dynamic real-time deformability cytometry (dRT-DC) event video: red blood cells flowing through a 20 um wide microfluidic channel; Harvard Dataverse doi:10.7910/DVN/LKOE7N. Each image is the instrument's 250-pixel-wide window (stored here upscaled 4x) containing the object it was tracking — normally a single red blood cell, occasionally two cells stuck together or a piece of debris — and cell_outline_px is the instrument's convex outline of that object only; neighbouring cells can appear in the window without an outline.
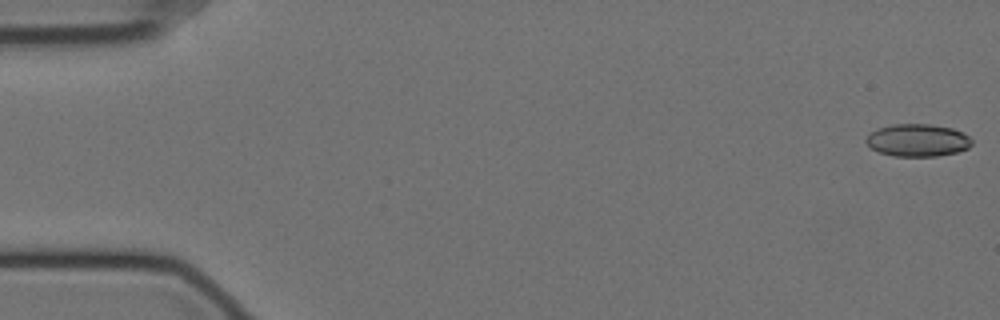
{"species": "Egyptian fruit bat (a non-hibernating species)", "species_latin": "Rousettus aegyptiacus", "temperature_condition": "cold", "stored_images_in_passage": 57, "camera_frame_rate_fps": 3000, "um_per_image_px": 0.085, "animal": {"sex": "female"}, "frame": {"image": 1, "passage_image": 1, "time_ms": 0.0, "image_size_px": [1000, 320], "cell_outline_px": [[972, 144], [968, 148], [956, 152], [936, 156], [892, 156], [880, 152], [872, 148], [864, 140], [876, 128], [892, 124], [928, 124], [952, 128], [968, 136], [972, 140]], "centroid_in_image_um": [77.98, 11.92], "position_along_channel_um": 7.0, "area_um2": 19.88}}
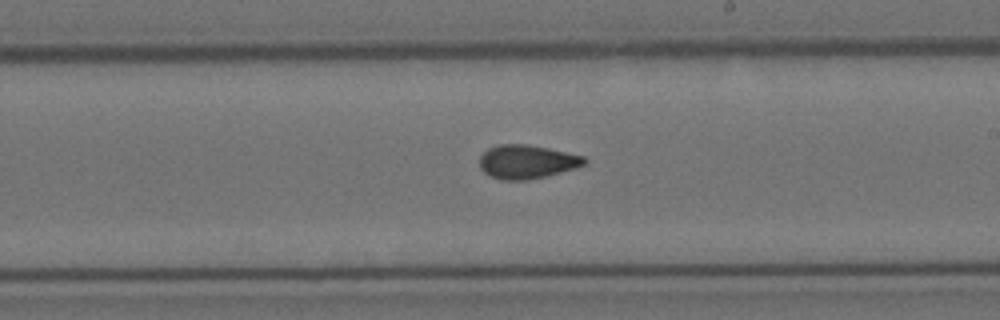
{"frame": {"image": 2, "passage_image": 33, "time_ms": 10.667, "image_size_px": [1000, 320], "cell_outline_px": [[588, 164], [576, 168], [528, 180], [500, 180], [484, 172], [480, 168], [480, 156], [488, 148], [500, 144], [528, 144], [548, 148], [584, 156], [588, 160]], "centroid_in_image_um": [44.8, 13.74], "position_along_channel_um": 244.2, "area_um2": 20.63}}
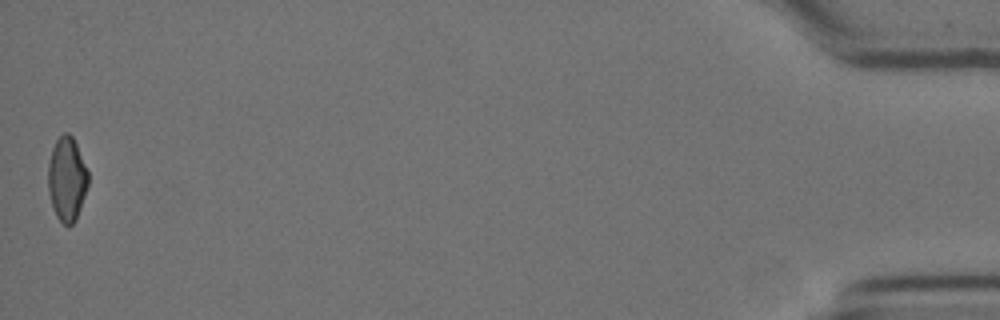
{"frame": {"image": 3, "passage_image": 57, "time_ms": 18.667, "image_size_px": [1000, 320], "cell_outline_px": [[88, 184], [76, 220], [68, 228], [56, 216], [52, 208], [48, 192], [48, 164], [52, 148], [56, 140], [64, 132], [68, 132], [72, 136], [76, 144], [88, 172]], "centroid_in_image_um": [5.67, 15.24], "position_along_channel_um": 429.5, "area_um2": 19.65}, "authors_computed_cell_mechanics": {"area_um2": 20.519, "velocity_mm_per_s": 3.5231, "shape_relaxation_time_tau1_ms": null, "shape_relaxation_time_tau2_ms": 1.7567, "deformation_change_tau1": null, "deformation_change_tau2": 0.0665}}